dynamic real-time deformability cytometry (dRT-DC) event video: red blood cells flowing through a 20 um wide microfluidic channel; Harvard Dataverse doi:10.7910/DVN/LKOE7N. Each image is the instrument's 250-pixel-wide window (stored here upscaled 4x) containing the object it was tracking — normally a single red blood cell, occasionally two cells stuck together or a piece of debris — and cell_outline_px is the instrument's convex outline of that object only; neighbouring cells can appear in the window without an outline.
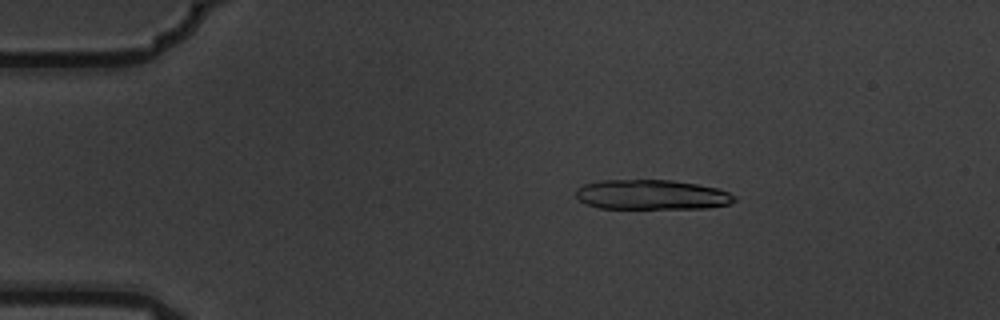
{"species": "common noctule bat (a hibernating species)", "species_latin": "Nyctalus noctula", "temperature_condition": "warm", "stored_images_in_passage": 7, "camera_frame_rate_fps": 3000, "um_per_image_px": 0.085, "animal": {"sex": "male", "body_mass_g": 19.5, "forearm_length_mm": 54.6}, "frame": {"image": 1, "passage_image": 2, "time_ms": 0.333, "image_size_px": [1000, 320], "cell_outline_px": [[736, 200], [728, 204], [704, 208], [600, 208], [588, 204], [580, 200], [576, 196], [576, 188], [584, 184], [600, 180], [672, 180], [696, 184], [716, 188], [728, 192], [736, 196]], "centroid_in_image_um": [55.38, 16.54], "position_along_channel_um": 29.6, "area_um2": 27.4}}
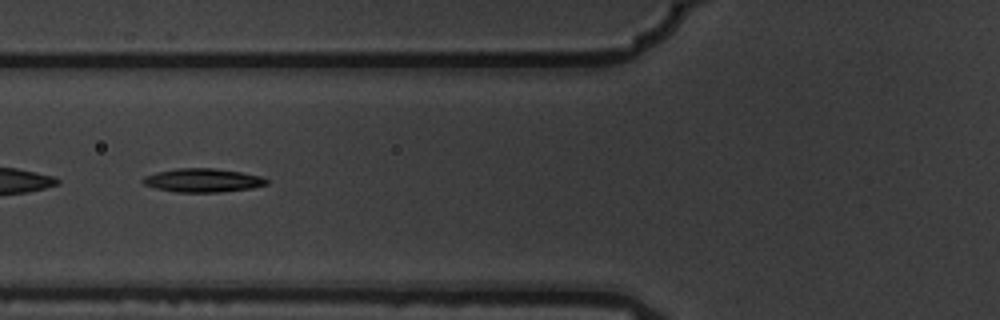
{"frame": {"image": 2, "passage_image": 5, "time_ms": 1.333, "image_size_px": [1000, 320], "cell_outline_px": [[268, 184], [252, 188], [220, 192], [176, 192], [156, 188], [144, 184], [140, 180], [144, 176], [156, 172], [176, 168], [216, 168], [264, 176], [268, 180]], "centroid_in_image_um": [17.25, 15.32], "position_along_channel_um": 108.6, "area_um2": 17.17}}
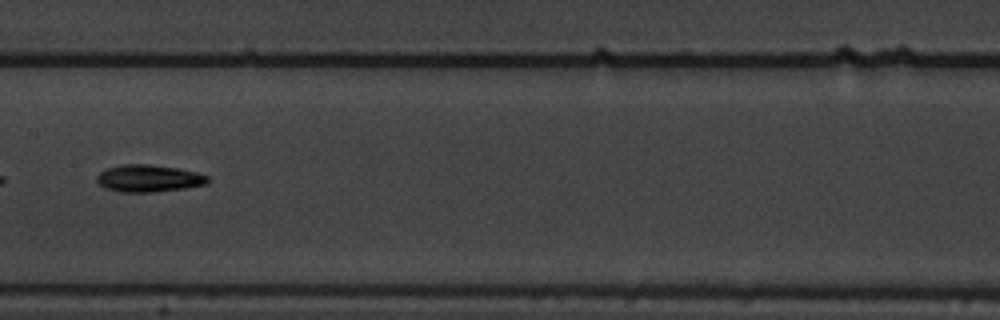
{"frame": {"image": 3, "passage_image": 7, "time_ms": 2.0, "image_size_px": [1000, 320], "cell_outline_px": [[208, 180], [204, 184], [184, 188], [152, 192], [120, 192], [104, 188], [96, 180], [96, 176], [100, 172], [108, 168], [124, 164], [148, 164], [180, 168], [196, 172], [208, 176]], "centroid_in_image_um": [12.61, 15.16], "position_along_channel_um": 194.8, "area_um2": 17.46}}